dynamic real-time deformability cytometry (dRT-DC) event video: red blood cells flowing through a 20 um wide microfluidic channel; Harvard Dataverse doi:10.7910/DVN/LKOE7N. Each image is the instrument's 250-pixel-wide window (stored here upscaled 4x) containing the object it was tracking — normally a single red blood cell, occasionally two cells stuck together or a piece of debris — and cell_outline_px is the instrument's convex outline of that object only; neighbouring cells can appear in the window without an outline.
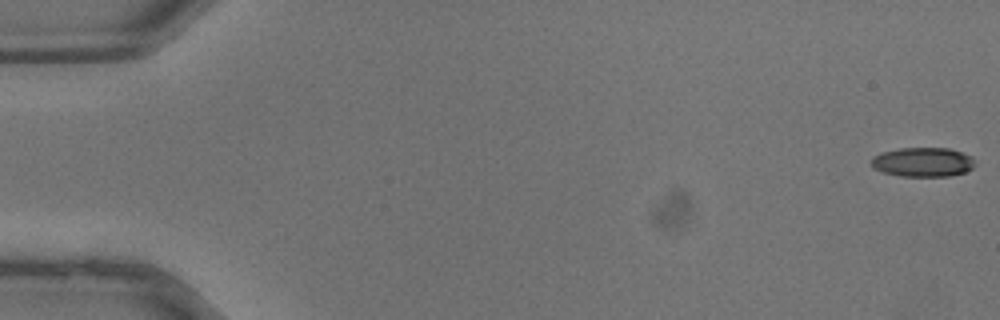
{"species": "common noctule bat (a hibernating species)", "species_latin": "Nyctalus noctula", "temperature_condition": "warm", "stored_images_in_passage": 12, "camera_frame_rate_fps": 3000, "um_per_image_px": 0.085, "animal": {"sex": "male", "body_mass_g": 13.3}, "frame": {"image": 1, "passage_image": 1, "time_ms": 0.0, "image_size_px": [1000, 320], "cell_outline_px": [[972, 168], [964, 172], [948, 176], [900, 176], [884, 172], [872, 168], [872, 156], [880, 152], [900, 148], [948, 148], [972, 156]], "centroid_in_image_um": [78.39, 13.77], "position_along_channel_um": 6.6, "area_um2": 17.57}}
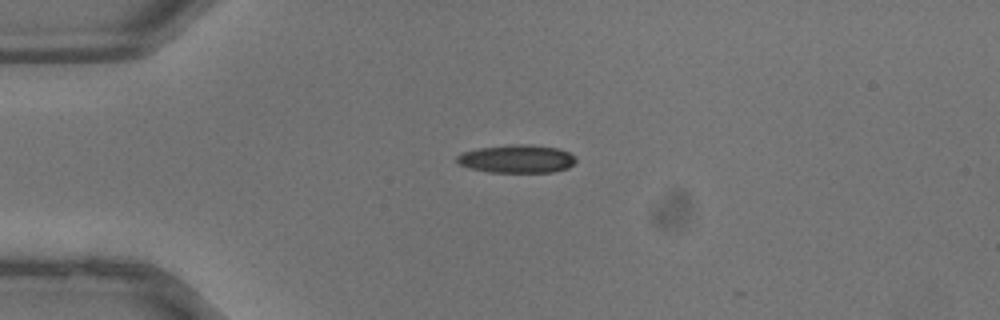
{"frame": {"image": 2, "passage_image": 10, "time_ms": 3.0, "image_size_px": [1000, 320], "cell_outline_px": [[576, 160], [568, 168], [552, 172], [488, 172], [468, 168], [460, 164], [456, 160], [456, 156], [464, 152], [480, 148], [516, 144], [528, 144], [556, 148], [568, 152]], "centroid_in_image_um": [43.91, 13.51], "position_along_channel_um": 41.1, "area_um2": 19.25}}